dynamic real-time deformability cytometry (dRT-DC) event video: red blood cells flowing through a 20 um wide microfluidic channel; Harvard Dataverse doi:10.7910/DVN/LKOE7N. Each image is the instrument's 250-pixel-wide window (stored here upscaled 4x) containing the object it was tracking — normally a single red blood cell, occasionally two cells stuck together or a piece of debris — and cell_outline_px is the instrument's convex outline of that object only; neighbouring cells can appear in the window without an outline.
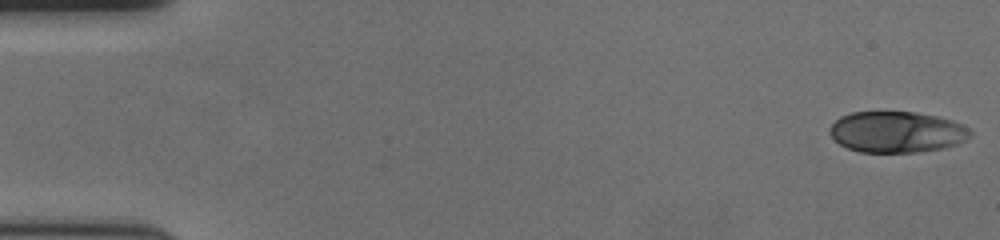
{"species": "human", "species_latin": "Homo sapiens", "temperature_condition": "cold", "stored_images_in_passage": 51, "camera_frame_rate_fps": 3000, "um_per_image_px": 0.085, "donor": {"sex": "female"}, "frame": {"image": 1, "passage_image": 1, "time_ms": 0.0, "image_size_px": [1000, 240], "cell_outline_px": [[972, 136], [968, 140], [956, 144], [940, 148], [916, 152], [860, 152], [848, 148], [840, 144], [828, 132], [828, 128], [840, 116], [852, 112], [916, 112], [936, 116], [952, 120], [968, 128], [972, 132]], "centroid_in_image_um": [76.22, 11.21], "position_along_channel_um": 8.8, "area_um2": 33.64}}
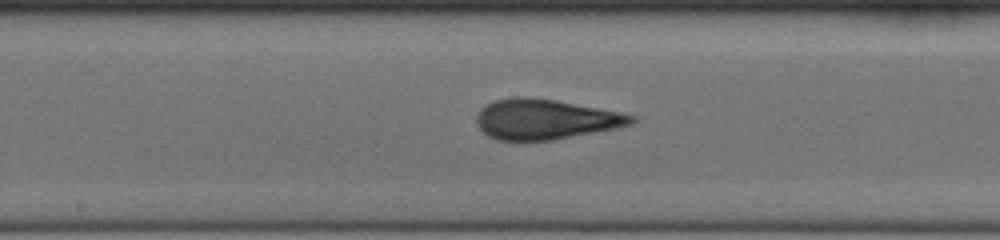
{"frame": {"image": 2, "passage_image": 30, "time_ms": 9.667, "image_size_px": [1000, 240], "cell_outline_px": [[636, 120], [632, 124], [616, 128], [552, 140], [496, 140], [488, 136], [476, 124], [476, 116], [480, 108], [496, 100], [516, 96], [528, 96], [556, 100], [620, 112], [636, 116]], "centroid_in_image_um": [46.33, 10.13], "position_along_channel_um": 201.9, "area_um2": 36.18}}
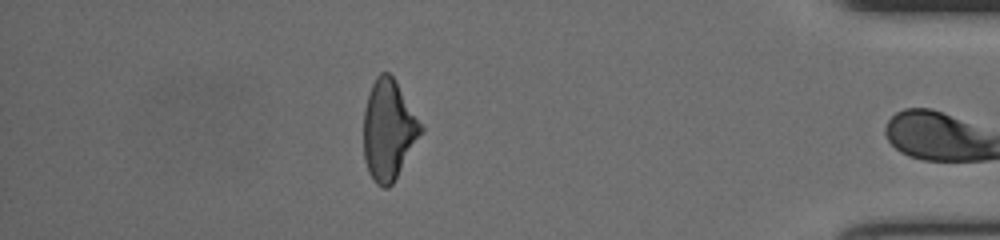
{"frame": {"image": 3, "passage_image": 50, "time_ms": 16.333, "image_size_px": [1000, 240], "cell_outline_px": [[424, 132], [392, 184], [388, 188], [384, 188], [376, 184], [372, 180], [368, 172], [364, 160], [364, 108], [372, 84], [376, 76], [380, 72], [388, 72], [396, 80], [424, 128]], "centroid_in_image_um": [33.03, 11.06], "position_along_channel_um": 402.2, "area_um2": 33.64}, "authors_computed_cell_mechanics": {"area_um2": 35.547, "velocity_mm_per_s": 3.6414, "shape_relaxation_time_tau1_ms": 4.9672, "shape_relaxation_time_tau2_ms": 1.2399, "deformation_change_tau1": 0.1777, "deformation_change_tau2": 0.0755}}